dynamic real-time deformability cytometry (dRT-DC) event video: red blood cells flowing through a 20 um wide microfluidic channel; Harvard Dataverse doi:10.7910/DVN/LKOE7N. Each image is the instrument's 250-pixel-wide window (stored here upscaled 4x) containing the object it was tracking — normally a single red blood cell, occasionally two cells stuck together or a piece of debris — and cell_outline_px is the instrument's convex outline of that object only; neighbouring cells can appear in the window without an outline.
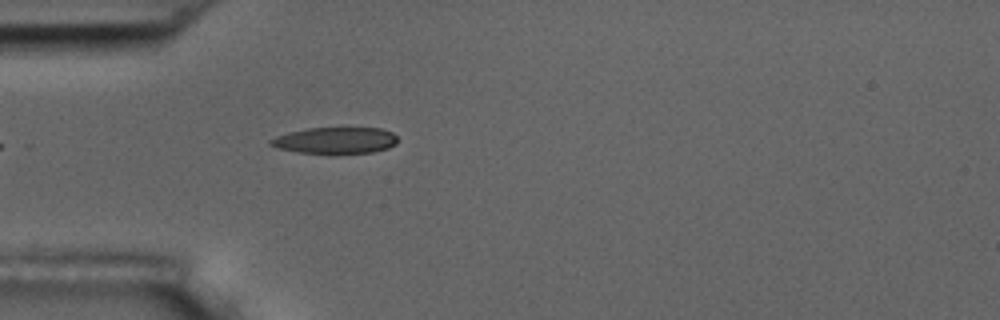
{"species": "common noctule bat (a hibernating species)", "species_latin": "Nyctalus noctula", "temperature_condition": "room temperature", "stored_images_in_passage": 5, "camera_frame_rate_fps": 3000, "um_per_image_px": 0.085, "animal": {"sex": "male", "body_mass_g": 17.5, "forearm_length_mm": 52.3}, "frame": {"image": 1, "passage_image": 5, "time_ms": 4.667, "image_size_px": [1000, 320], "cell_outline_px": [[396, 144], [388, 148], [372, 152], [332, 156], [328, 156], [296, 152], [280, 148], [268, 144], [268, 140], [276, 136], [288, 132], [308, 128], [380, 128], [392, 132], [396, 136]], "centroid_in_image_um": [28.47, 11.98], "position_along_channel_um": 56.5, "area_um2": 20.29}}